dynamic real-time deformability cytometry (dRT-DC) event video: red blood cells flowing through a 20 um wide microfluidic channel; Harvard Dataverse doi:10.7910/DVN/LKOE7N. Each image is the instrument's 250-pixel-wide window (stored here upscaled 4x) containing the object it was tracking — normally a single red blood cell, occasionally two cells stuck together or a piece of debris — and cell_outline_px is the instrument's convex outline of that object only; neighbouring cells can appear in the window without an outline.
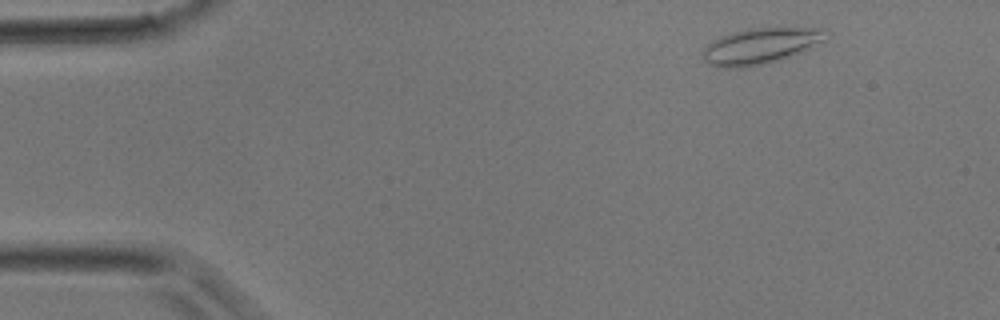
{"species": "common noctule bat (a hibernating species)", "species_latin": "Nyctalus noctula", "temperature_condition": "room temperature", "stored_images_in_passage": 8, "camera_frame_rate_fps": 3000, "um_per_image_px": 0.085, "animal": {"sex": "male", "body_mass_g": 17.9}, "frame": {"image": 1, "passage_image": 2, "time_ms": 0.333, "image_size_px": [1000, 320], "cell_outline_px": [[828, 28], [824, 40], [792, 56], [780, 60], [744, 68], [716, 68], [708, 64], [704, 60], [700, 52], [712, 40], [720, 36], [732, 32], [752, 28]], "centroid_in_image_um": [64.57, 3.92], "position_along_channel_um": 20.4, "area_um2": 25.89}}